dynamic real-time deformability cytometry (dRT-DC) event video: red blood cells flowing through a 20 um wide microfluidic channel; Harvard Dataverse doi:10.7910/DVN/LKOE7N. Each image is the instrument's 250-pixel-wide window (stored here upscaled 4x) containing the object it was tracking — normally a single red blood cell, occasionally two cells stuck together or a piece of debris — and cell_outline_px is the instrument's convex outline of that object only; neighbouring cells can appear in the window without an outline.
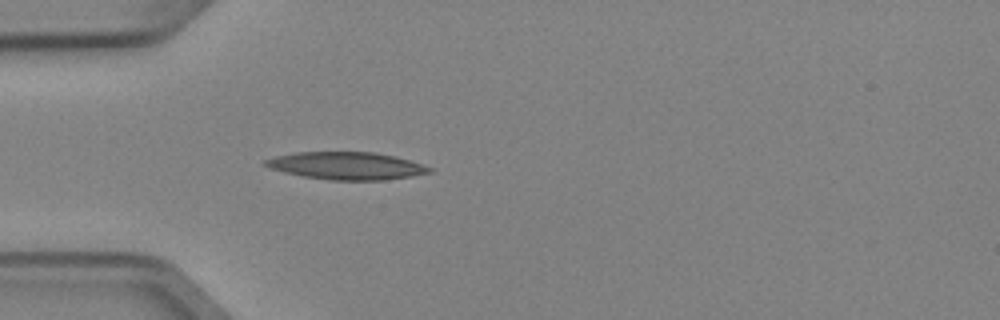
{"species": "Egyptian fruit bat (a non-hibernating species)", "species_latin": "Rousettus aegyptiacus", "temperature_condition": "cold", "stored_images_in_passage": 1, "camera_frame_rate_fps": 3000, "um_per_image_px": 0.085, "animal": {"sex": "female"}, "frame": {"image": 1, "passage_image": 1, "time_ms": 0.0, "image_size_px": [1000, 320], "cell_outline_px": [[436, 168], [432, 172], [412, 176], [384, 180], [332, 180], [304, 176], [284, 172], [260, 164], [264, 160], [276, 156], [296, 152], [376, 152], [396, 156], [424, 164]], "centroid_in_image_um": [29.51, 14.08], "position_along_channel_um": 55.5, "area_um2": 26.47}}